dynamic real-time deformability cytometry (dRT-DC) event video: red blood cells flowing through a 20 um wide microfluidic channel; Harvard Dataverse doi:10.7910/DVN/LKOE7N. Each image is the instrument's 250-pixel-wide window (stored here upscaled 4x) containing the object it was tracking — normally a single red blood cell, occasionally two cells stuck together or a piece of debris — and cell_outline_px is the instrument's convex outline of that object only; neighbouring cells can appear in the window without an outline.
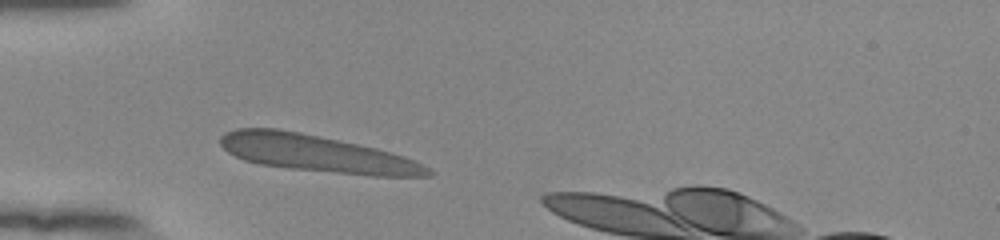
{"species": "human", "species_latin": "Homo sapiens", "temperature_condition": "room temperature", "stored_images_in_passage": 32, "camera_frame_rate_fps": 3000, "um_per_image_px": 0.085, "donor": {"sex": "female"}, "frame": {"image": 1, "passage_image": 1, "time_ms": 0.0, "image_size_px": [1000, 240], "cell_outline_px": [[436, 172], [432, 176], [372, 176], [288, 168], [260, 164], [244, 160], [228, 152], [220, 144], [220, 136], [224, 132], [236, 128], [276, 128], [300, 132], [376, 148], [392, 152], [404, 156], [432, 168]], "centroid_in_image_um": [26.95, 13.05], "position_along_channel_um": 58.0, "area_um2": 44.68}}
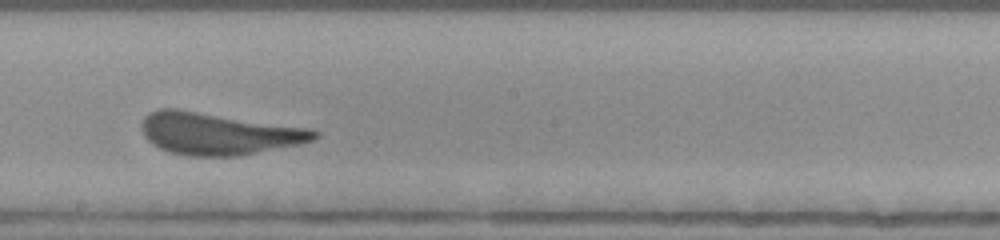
{"frame": {"image": 2, "passage_image": 15, "time_ms": 4.667, "image_size_px": [1000, 240], "cell_outline_px": [[320, 136], [312, 140], [296, 144], [236, 156], [188, 156], [168, 152], [152, 144], [144, 136], [140, 128], [144, 116], [148, 112], [160, 108], [176, 108], [308, 128], [320, 132]], "centroid_in_image_um": [18.48, 11.34], "position_along_channel_um": 229.7, "area_um2": 42.14}}
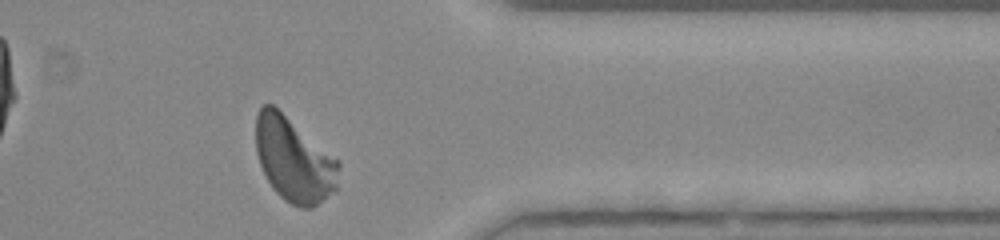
{"frame": {"image": 3, "passage_image": 28, "time_ms": 9.0, "image_size_px": [1000, 240], "cell_outline_px": [[340, 164], [336, 188], [312, 208], [300, 208], [284, 200], [272, 188], [260, 164], [256, 152], [256, 112], [264, 104], [272, 104], [340, 160]], "centroid_in_image_um": [24.98, 13.56], "position_along_channel_um": 386.4, "area_um2": 40.58}}